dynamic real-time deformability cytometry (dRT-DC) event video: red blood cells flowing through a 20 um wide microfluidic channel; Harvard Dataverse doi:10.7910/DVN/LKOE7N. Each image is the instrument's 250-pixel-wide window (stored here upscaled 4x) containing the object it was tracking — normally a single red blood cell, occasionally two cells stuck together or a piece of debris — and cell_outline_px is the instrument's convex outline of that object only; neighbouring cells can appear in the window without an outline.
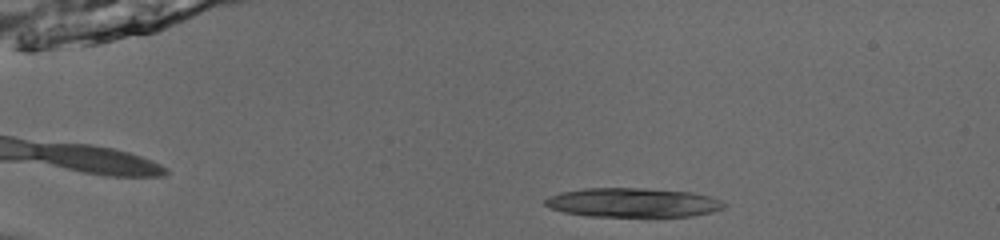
{"species": "common noctule bat (a hibernating species)", "species_latin": "Nyctalus noctula", "temperature_condition": "room temperature", "stored_images_in_passage": 36, "segment_of_instrument_passage": [1, 2], "camera_frame_rate_fps": 3000, "um_per_image_px": 0.085, "animal": {"sex": "male", "body_mass_g": 13.0, "forearm_length_mm": 53.1}, "frame": {"image": 1, "passage_image": 4, "time_ms": 1.0, "image_size_px": [1000, 240], "cell_outline_px": [[728, 204], [724, 208], [712, 212], [692, 216], [588, 216], [564, 212], [552, 208], [544, 204], [544, 200], [548, 196], [560, 192], [584, 188], [644, 188], [692, 192], [708, 196], [720, 200]], "centroid_in_image_um": [53.8, 17.21], "position_along_channel_um": 31.2, "area_um2": 30.46}}